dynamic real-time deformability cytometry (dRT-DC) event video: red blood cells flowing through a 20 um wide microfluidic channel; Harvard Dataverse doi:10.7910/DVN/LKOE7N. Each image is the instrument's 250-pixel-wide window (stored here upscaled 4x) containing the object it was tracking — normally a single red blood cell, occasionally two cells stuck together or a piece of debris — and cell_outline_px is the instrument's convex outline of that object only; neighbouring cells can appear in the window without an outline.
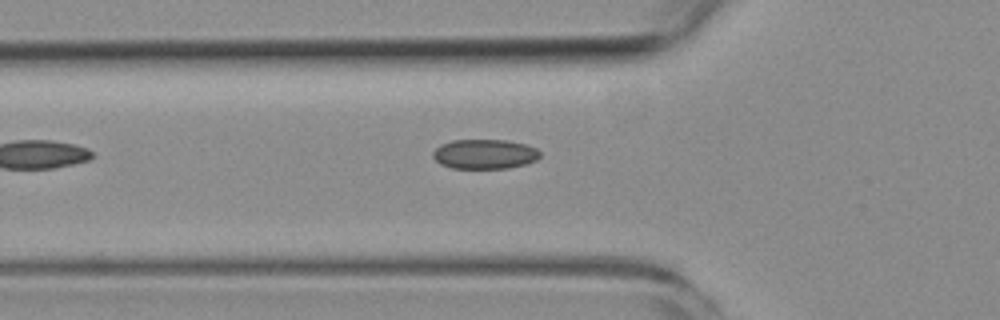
{"species": "common noctule bat (a hibernating species)", "species_latin": "Nyctalus noctula", "temperature_condition": "room temperature", "stored_images_in_passage": 6, "camera_frame_rate_fps": 3000, "um_per_image_px": 0.085, "animal": {"sex": "female", "body_mass_g": 19.3, "forearm_length_mm": 54.1}, "frame": {"image": 1, "passage_image": 6, "time_ms": 6.0, "image_size_px": [1000, 320], "cell_outline_px": [[540, 156], [536, 160], [524, 164], [508, 168], [452, 168], [440, 164], [432, 156], [432, 152], [440, 144], [452, 140], [508, 140], [524, 144], [536, 148], [540, 152]], "centroid_in_image_um": [41.17, 13.09], "position_along_channel_um": 84.6, "area_um2": 18.5}}